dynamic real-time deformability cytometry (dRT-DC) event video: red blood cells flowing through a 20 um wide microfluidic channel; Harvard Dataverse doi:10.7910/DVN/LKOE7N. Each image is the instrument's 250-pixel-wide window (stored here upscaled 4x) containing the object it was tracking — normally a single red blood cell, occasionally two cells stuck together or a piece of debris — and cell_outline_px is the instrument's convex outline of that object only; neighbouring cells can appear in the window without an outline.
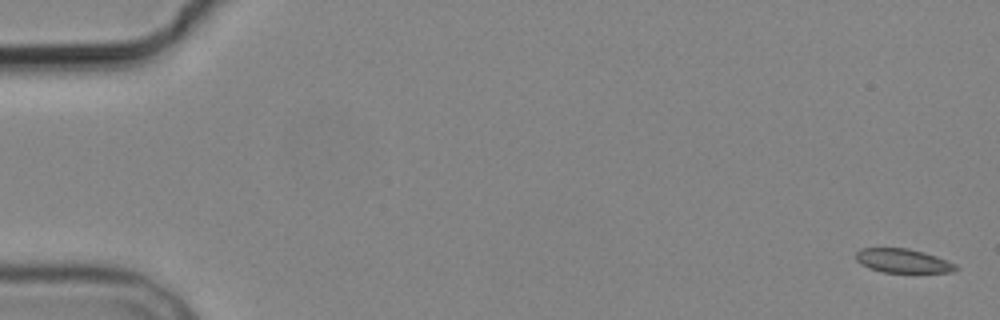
{"species": "common noctule bat (a hibernating species)", "species_latin": "Nyctalus noctula", "temperature_condition": "cold", "stored_images_in_passage": 2, "camera_frame_rate_fps": 3000, "um_per_image_px": 0.085, "animal": {"sex": "male", "body_mass_g": 19.2, "forearm_length_mm": 51.8}, "frame": {"image": 1, "passage_image": 1, "time_ms": 0.0, "image_size_px": [1000, 320], "cell_outline_px": [[960, 268], [952, 272], [884, 272], [868, 268], [860, 264], [856, 260], [856, 252], [860, 248], [908, 248], [924, 252], [936, 256], [956, 264]], "centroid_in_image_um": [76.74, 22.16], "position_along_channel_um": 8.3, "area_um2": 13.99}}